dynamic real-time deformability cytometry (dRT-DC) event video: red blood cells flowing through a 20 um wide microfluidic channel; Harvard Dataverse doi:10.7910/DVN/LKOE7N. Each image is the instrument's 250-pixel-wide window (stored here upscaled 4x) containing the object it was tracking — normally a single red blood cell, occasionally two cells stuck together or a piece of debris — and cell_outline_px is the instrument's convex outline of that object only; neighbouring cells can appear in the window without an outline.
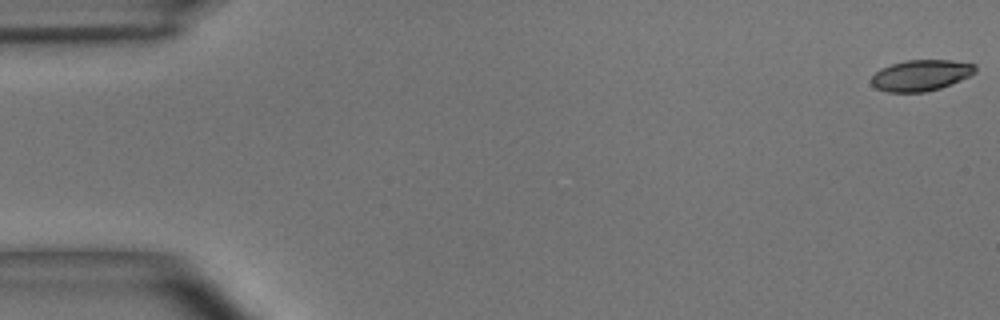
{"species": "common noctule bat (a hibernating species)", "species_latin": "Nyctalus noctula", "temperature_condition": "room temperature", "stored_images_in_passage": 54, "camera_frame_rate_fps": 3000, "um_per_image_px": 0.085, "animal": {"sex": "male", "body_mass_g": 15.6}, "frame": {"image": 1, "passage_image": 1, "time_ms": 0.0, "image_size_px": [1000, 320], "cell_outline_px": [[976, 72], [960, 80], [940, 88], [924, 92], [888, 92], [876, 88], [872, 84], [872, 76], [880, 68], [892, 64], [908, 60], [952, 60], [976, 64]], "centroid_in_image_um": [78.28, 6.4], "position_along_channel_um": 6.7, "area_um2": 18.67}}
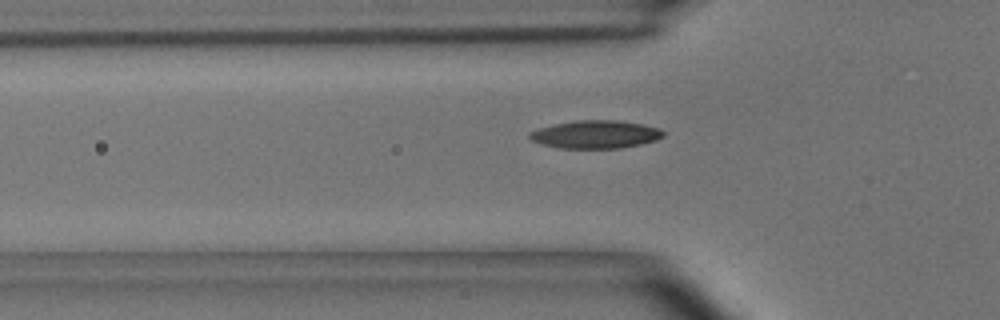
{"frame": {"image": 2, "passage_image": 18, "time_ms": 5.667, "image_size_px": [1000, 320], "cell_outline_px": [[664, 136], [656, 140], [640, 144], [620, 148], [560, 148], [544, 144], [532, 140], [528, 136], [528, 132], [540, 128], [556, 124], [576, 120], [616, 120], [640, 124], [660, 128], [664, 132]], "centroid_in_image_um": [50.64, 11.42], "position_along_channel_um": 75.2, "area_um2": 21.56}}
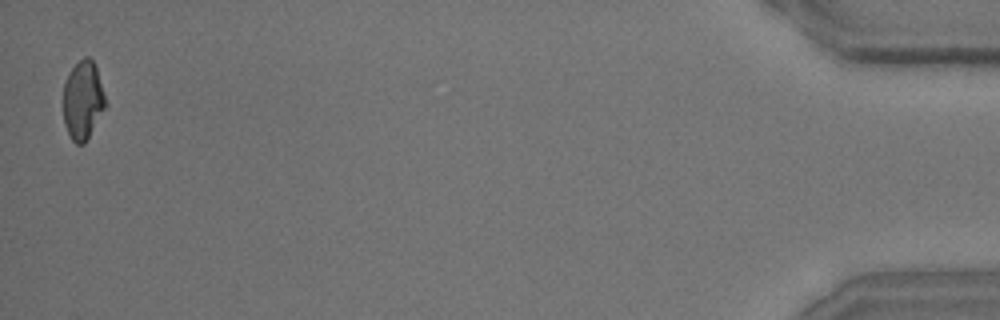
{"frame": {"image": 3, "passage_image": 54, "time_ms": 17.667, "image_size_px": [1000, 320], "cell_outline_px": [[108, 104], [84, 144], [76, 144], [72, 140], [64, 124], [64, 84], [72, 68], [84, 56], [88, 56], [96, 64]], "centroid_in_image_um": [7.08, 8.51], "position_along_channel_um": 428.1, "area_um2": 19.42}, "authors_computed_cell_mechanics": {"area_um2": 20.3456, "velocity_mm_per_s": 3.6855, "shape_relaxation_time_tau1_ms": 4.0372, "shape_relaxation_time_tau2_ms": 3.5114, "deformation_change_tau1": 0.1459, "deformation_change_tau2": 0.0902}}